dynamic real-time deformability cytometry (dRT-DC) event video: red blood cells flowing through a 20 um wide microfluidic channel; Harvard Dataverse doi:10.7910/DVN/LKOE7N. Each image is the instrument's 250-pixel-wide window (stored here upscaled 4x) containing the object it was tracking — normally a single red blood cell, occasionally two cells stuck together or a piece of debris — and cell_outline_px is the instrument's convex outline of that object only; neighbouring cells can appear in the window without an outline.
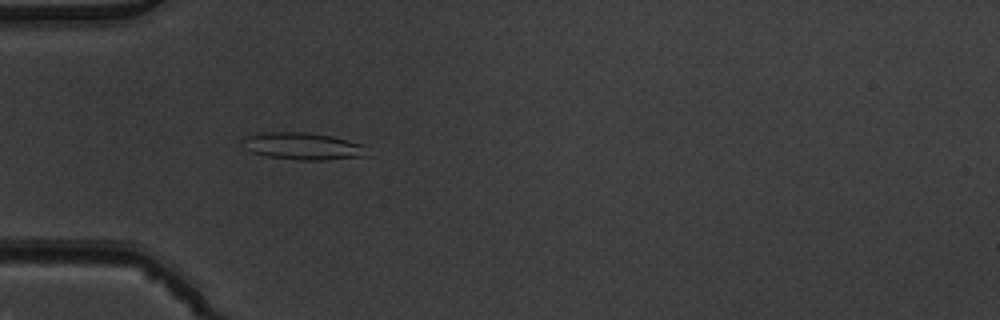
{"species": "common noctule bat (a hibernating species)", "species_latin": "Nyctalus noctula", "temperature_condition": "warm", "stored_images_in_passage": 3, "camera_frame_rate_fps": 3000, "um_per_image_px": 0.085, "animal": {"sex": "male", "body_mass_g": 19.5, "forearm_length_mm": 54.6}, "frame": {"image": 1, "passage_image": 3, "time_ms": 0.667, "image_size_px": [1000, 320], "cell_outline_px": [[368, 156], [324, 160], [300, 160], [268, 156], [252, 152], [244, 148], [240, 140], [248, 136], [268, 132], [308, 132], [332, 136], [364, 144]], "centroid_in_image_um": [25.76, 12.42], "position_along_channel_um": 59.2, "area_um2": 19.71}}